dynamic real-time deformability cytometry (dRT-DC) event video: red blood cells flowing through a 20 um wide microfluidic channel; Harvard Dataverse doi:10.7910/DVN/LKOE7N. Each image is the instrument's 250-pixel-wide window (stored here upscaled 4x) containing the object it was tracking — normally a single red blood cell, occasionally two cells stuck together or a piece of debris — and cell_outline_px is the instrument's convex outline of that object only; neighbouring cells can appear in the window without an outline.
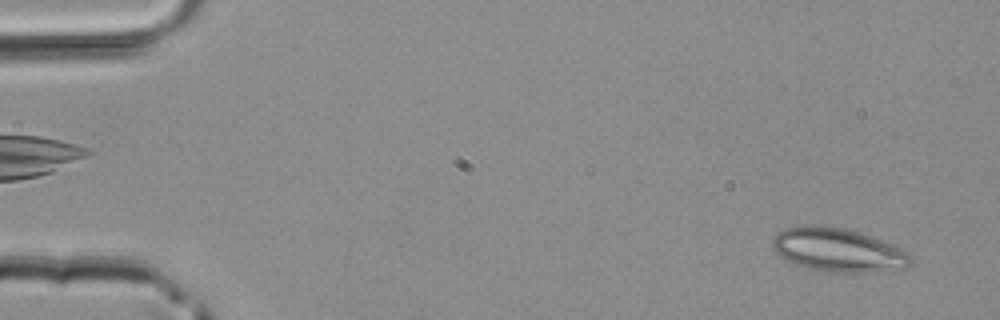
{"species": "common noctule bat (a hibernating species)", "species_latin": "Nyctalus noctula", "temperature_condition": "room temperature", "stored_images_in_passage": 42, "camera_frame_rate_fps": 3000, "um_per_image_px": 0.085, "animal": {"sex": "male", "body_mass_g": 20.4}, "frame": {"image": 1, "passage_image": 2, "time_ms": 0.333, "image_size_px": [1000, 320], "cell_outline_px": [[912, 264], [904, 268], [864, 272], [828, 272], [796, 264], [780, 256], [772, 248], [772, 240], [784, 228], [804, 224], [844, 228], [860, 232], [872, 236], [912, 252]], "centroid_in_image_um": [71.28, 21.23], "position_along_channel_um": 13.7, "area_um2": 35.08}}
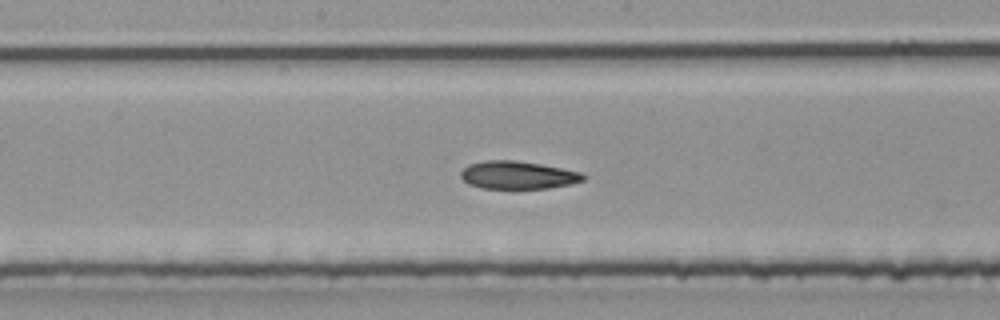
{"frame": {"image": 2, "passage_image": 22, "time_ms": 7.0, "image_size_px": [1000, 320], "cell_outline_px": [[588, 176], [584, 180], [572, 184], [548, 188], [480, 188], [468, 184], [460, 176], [460, 172], [468, 164], [484, 160], [516, 160], [540, 164], [580, 172]], "centroid_in_image_um": [44.0, 14.88], "position_along_channel_um": 204.2, "area_um2": 19.94}}
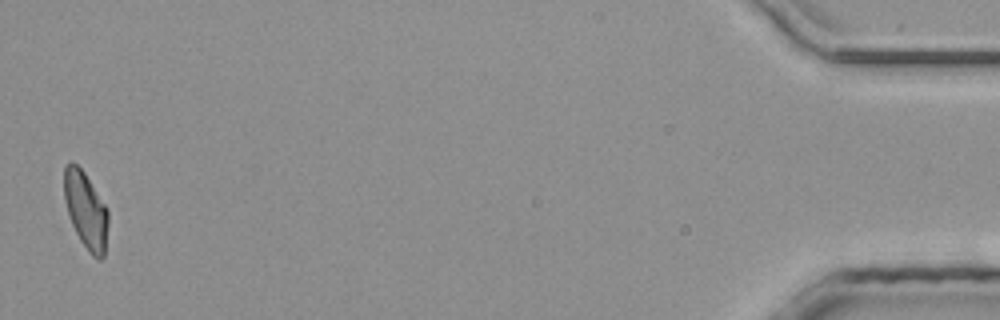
{"frame": {"image": 3, "passage_image": 42, "time_ms": 13.667, "image_size_px": [1000, 320], "cell_outline_px": [[108, 224], [104, 256], [100, 260], [96, 260], [88, 252], [80, 240], [68, 216], [64, 200], [64, 168], [72, 160], [84, 172], [108, 208]], "centroid_in_image_um": [7.3, 17.89], "position_along_channel_um": 427.9, "area_um2": 19.88}}